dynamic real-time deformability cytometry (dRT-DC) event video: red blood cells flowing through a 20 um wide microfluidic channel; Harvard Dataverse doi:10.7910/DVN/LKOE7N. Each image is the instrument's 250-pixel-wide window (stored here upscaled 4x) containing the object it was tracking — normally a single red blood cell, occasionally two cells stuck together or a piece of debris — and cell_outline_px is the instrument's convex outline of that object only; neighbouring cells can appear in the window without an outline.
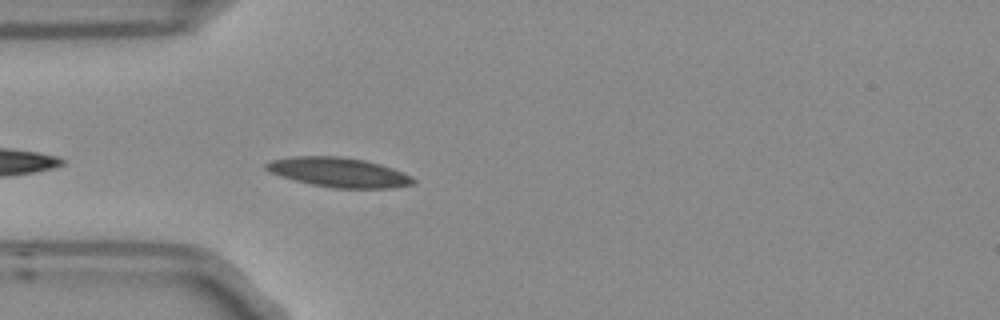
{"species": "Egyptian fruit bat (a non-hibernating species)", "species_latin": "Rousettus aegyptiacus", "temperature_condition": "room temperature", "stored_images_in_passage": 4, "camera_frame_rate_fps": 3000, "um_per_image_px": 0.085, "frame": {"image": 1, "passage_image": 4, "time_ms": 1.0, "image_size_px": [1000, 320], "cell_outline_px": [[416, 184], [396, 188], [332, 188], [312, 184], [280, 176], [268, 172], [264, 168], [264, 164], [272, 160], [292, 156], [340, 156], [364, 160], [380, 164], [392, 168], [412, 176], [416, 180]], "centroid_in_image_um": [28.81, 14.65], "position_along_channel_um": 56.2, "area_um2": 25.49}}